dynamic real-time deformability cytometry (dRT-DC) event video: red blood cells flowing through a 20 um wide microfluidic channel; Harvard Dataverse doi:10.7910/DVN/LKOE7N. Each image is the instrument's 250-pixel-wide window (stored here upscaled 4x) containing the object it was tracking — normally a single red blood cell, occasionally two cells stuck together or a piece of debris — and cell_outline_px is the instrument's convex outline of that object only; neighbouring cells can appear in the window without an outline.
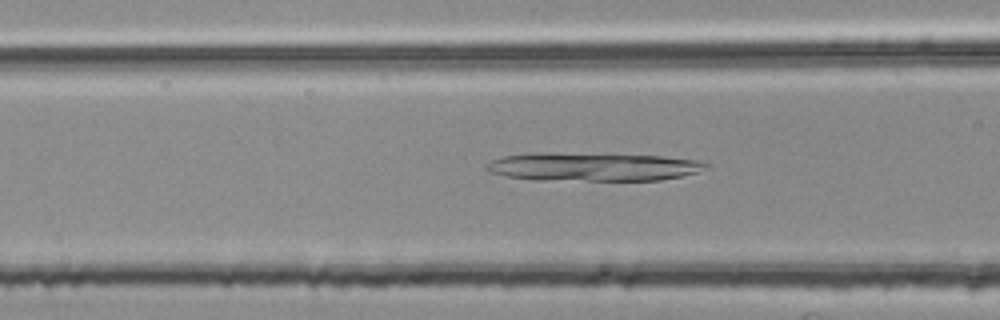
{"species": "common noctule bat (a hibernating species)", "species_latin": "Nyctalus noctula", "temperature_condition": "room temperature", "stored_images_in_passage": 51, "camera_frame_rate_fps": 3000, "um_per_image_px": 0.085, "animal": {"sex": "female", "body_mass_g": 25.1}, "frame": {"image": 1, "passage_image": 18, "time_ms": 5.667, "image_size_px": [1000, 320], "cell_outline_px": [[708, 164], [696, 172], [680, 176], [660, 180], [588, 180], [508, 176], [488, 172], [484, 168], [492, 160], [504, 156], [660, 156], [696, 160]], "centroid_in_image_um": [50.55, 14.22], "position_along_channel_um": 116.1, "area_um2": 32.83}}
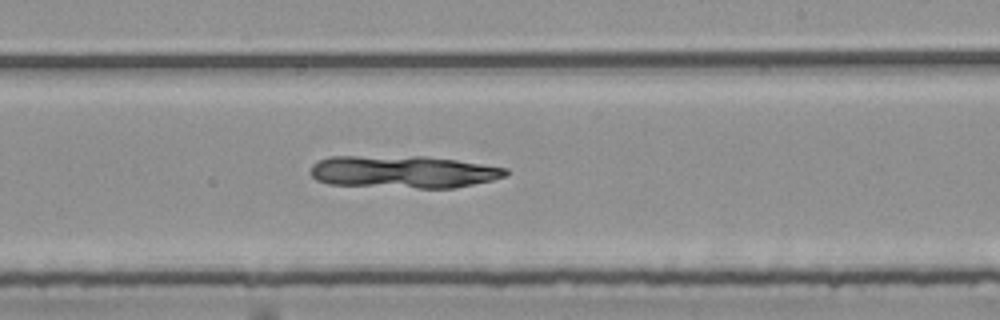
{"frame": {"image": 2, "passage_image": 29, "time_ms": 9.333, "image_size_px": [1000, 320], "cell_outline_px": [[508, 172], [504, 176], [492, 180], [452, 188], [416, 188], [328, 184], [316, 180], [312, 176], [312, 164], [320, 160], [332, 156], [424, 156], [456, 160], [508, 168]], "centroid_in_image_um": [34.27, 14.6], "position_along_channel_um": 254.7, "area_um2": 36.82}}
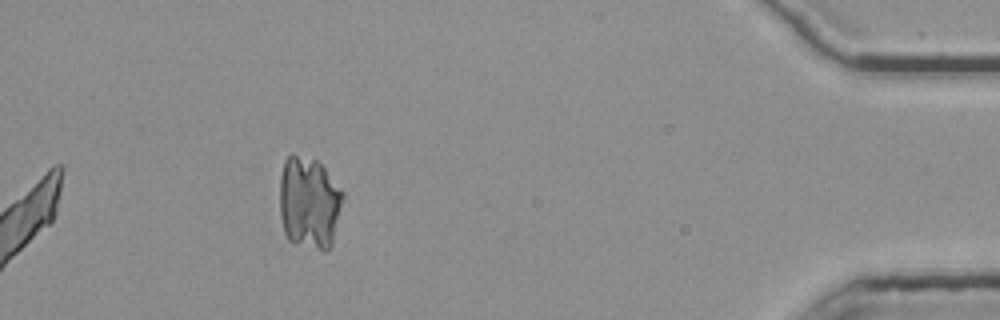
{"frame": {"image": 3, "passage_image": 46, "time_ms": 15.0, "image_size_px": [1000, 320], "cell_outline_px": [[344, 200], [332, 244], [324, 252], [292, 244], [288, 240], [284, 232], [280, 216], [280, 176], [284, 160], [292, 152], [316, 160], [324, 168], [344, 192]], "centroid_in_image_um": [26.27, 17.26], "position_along_channel_um": 408.9, "area_um2": 34.8}}